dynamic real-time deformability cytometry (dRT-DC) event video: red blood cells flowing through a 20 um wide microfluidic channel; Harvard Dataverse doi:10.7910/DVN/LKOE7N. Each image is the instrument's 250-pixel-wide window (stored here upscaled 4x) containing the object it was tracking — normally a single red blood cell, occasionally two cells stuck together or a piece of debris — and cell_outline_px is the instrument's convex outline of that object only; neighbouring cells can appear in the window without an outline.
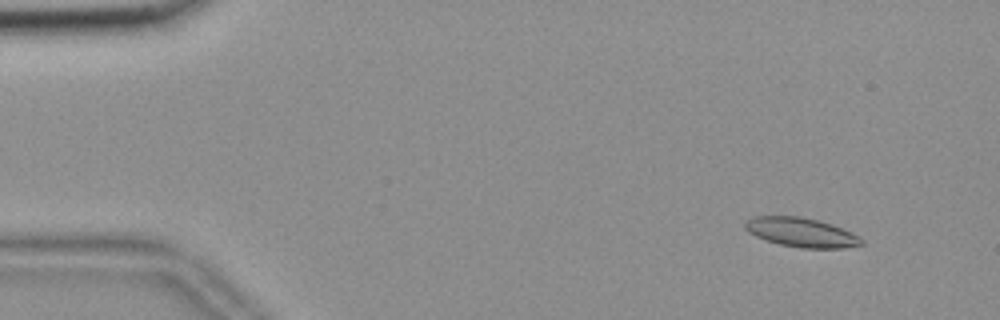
{"species": "common noctule bat (a hibernating species)", "species_latin": "Nyctalus noctula", "temperature_condition": "room temperature", "stored_images_in_passage": 57, "camera_frame_rate_fps": 3000, "um_per_image_px": 0.085, "animal": {"sex": "female", "body_mass_g": 18.4}, "frame": {"image": 1, "passage_image": 6, "time_ms": 1.667, "image_size_px": [1000, 320], "cell_outline_px": [[864, 244], [844, 248], [800, 248], [780, 244], [764, 240], [748, 232], [744, 228], [744, 220], [752, 216], [800, 216], [820, 220], [832, 224], [852, 232], [864, 240]], "centroid_in_image_um": [68.09, 19.74], "position_along_channel_um": 16.9, "area_um2": 20.17}}
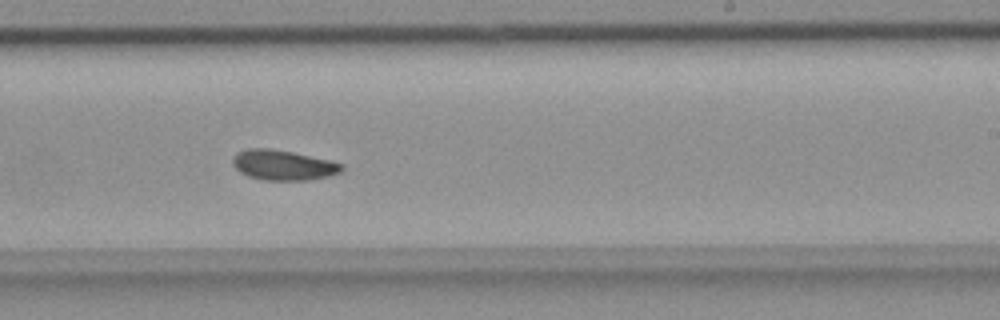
{"frame": {"image": 2, "passage_image": 35, "time_ms": 11.333, "image_size_px": [1000, 320], "cell_outline_px": [[344, 168], [340, 172], [328, 176], [308, 180], [264, 180], [248, 176], [240, 172], [232, 164], [232, 160], [236, 152], [248, 148], [272, 148], [332, 160], [344, 164]], "centroid_in_image_um": [24.07, 14.02], "position_along_channel_um": 264.9, "area_um2": 19.31}}
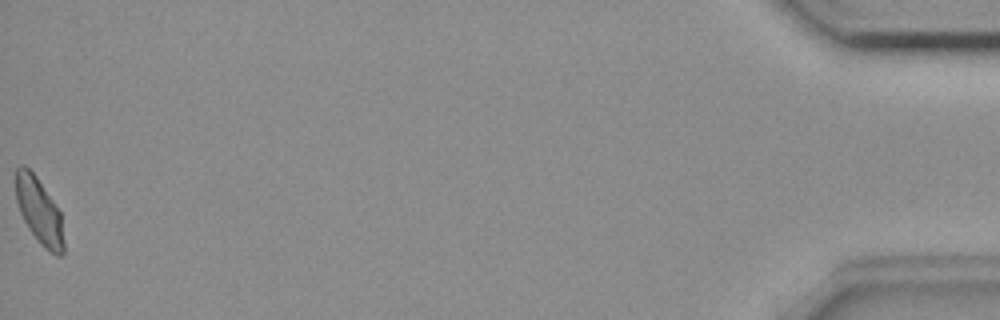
{"frame": {"image": 3, "passage_image": 57, "time_ms": 18.667, "image_size_px": [1000, 320], "cell_outline_px": [[64, 252], [60, 256], [56, 256], [48, 252], [44, 248], [28, 228], [20, 212], [16, 200], [16, 168], [20, 164], [24, 164], [36, 176], [60, 212], [64, 240]], "centroid_in_image_um": [3.33, 17.96], "position_along_channel_um": 431.9, "area_um2": 18.38}, "authors_computed_cell_mechanics": {"area_um2": 18.9584, "velocity_mm_per_s": 3.6306, "shape_relaxation_time_tau1_ms": null, "shape_relaxation_time_tau2_ms": 4.1783, "deformation_change_tau1": null, "deformation_change_tau2": 0.0859}}